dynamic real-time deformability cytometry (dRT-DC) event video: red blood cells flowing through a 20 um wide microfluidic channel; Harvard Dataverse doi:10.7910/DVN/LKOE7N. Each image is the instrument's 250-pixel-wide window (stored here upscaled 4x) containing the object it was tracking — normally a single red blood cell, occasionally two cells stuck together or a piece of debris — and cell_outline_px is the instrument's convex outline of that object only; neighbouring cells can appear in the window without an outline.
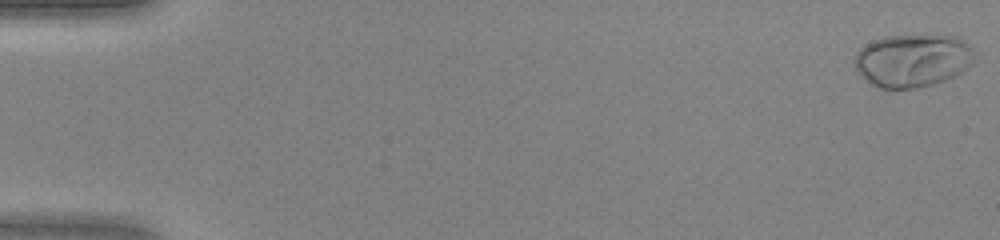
{"species": "human", "species_latin": "Homo sapiens", "temperature_condition": "warm", "stored_images_in_passage": 47, "camera_frame_rate_fps": 3000, "um_per_image_px": 0.085, "donor": {"sex": "female"}, "frame": {"image": 1, "passage_image": 1, "time_ms": 0.0, "image_size_px": [1000, 240], "cell_outline_px": [[972, 64], [960, 72], [944, 80], [932, 84], [916, 88], [876, 88], [860, 76], [856, 68], [856, 52], [864, 44], [872, 40], [884, 36], [956, 36], [968, 44], [972, 48]], "centroid_in_image_um": [77.52, 5.14], "position_along_channel_um": 7.5, "area_um2": 36.7}}
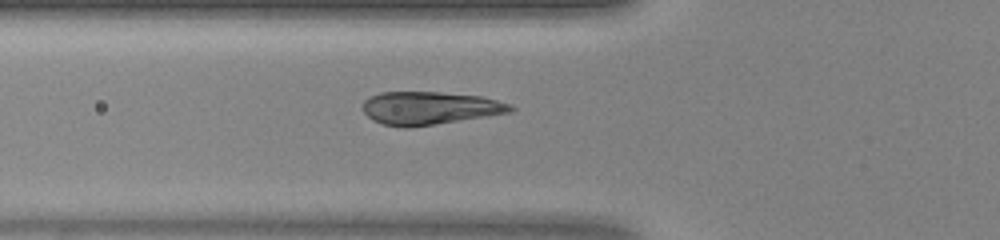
{"frame": {"image": 2, "passage_image": 18, "time_ms": 5.667, "image_size_px": [1000, 240], "cell_outline_px": [[516, 108], [512, 112], [408, 128], [404, 128], [384, 124], [372, 120], [360, 108], [360, 104], [368, 96], [380, 92], [440, 92], [480, 96], [512, 104]], "centroid_in_image_um": [36.47, 9.18], "position_along_channel_um": 89.3, "area_um2": 28.55}}
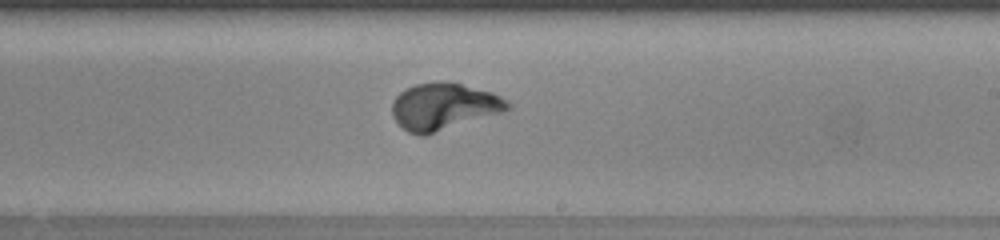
{"frame": {"image": 3, "passage_image": 29, "time_ms": 9.333, "image_size_px": [1000, 240], "cell_outline_px": [[512, 108], [504, 112], [424, 136], [420, 136], [408, 132], [392, 116], [392, 100], [400, 92], [416, 84], [440, 80], [448, 80], [492, 92], [508, 100], [512, 104]], "centroid_in_image_um": [37.76, 9.04], "position_along_channel_um": 251.2, "area_um2": 31.96}}